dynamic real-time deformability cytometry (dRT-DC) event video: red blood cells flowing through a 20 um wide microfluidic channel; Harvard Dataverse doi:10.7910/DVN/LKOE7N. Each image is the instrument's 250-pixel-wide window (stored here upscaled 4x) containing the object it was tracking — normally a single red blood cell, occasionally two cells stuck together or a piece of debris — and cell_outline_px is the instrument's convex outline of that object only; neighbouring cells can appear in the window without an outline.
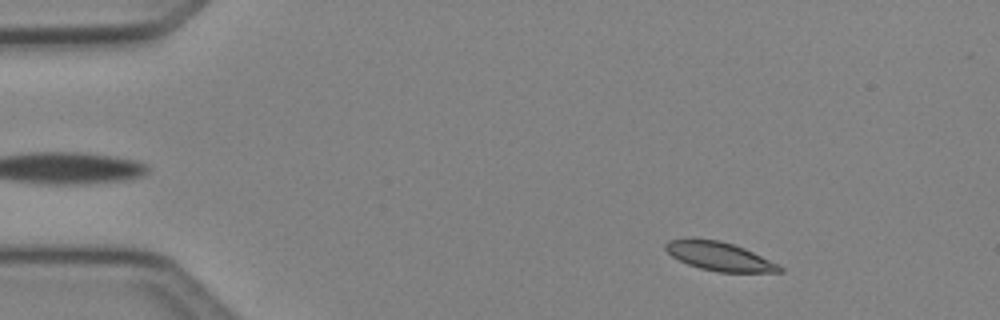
{"species": "Egyptian fruit bat (a non-hibernating species)", "species_latin": "Rousettus aegyptiacus", "temperature_condition": "cold", "stored_images_in_passage": 48, "camera_frame_rate_fps": 3000, "um_per_image_px": 0.085, "animal": {"sex": "female"}, "frame": {"image": 1, "passage_image": 5, "time_ms": 1.333, "image_size_px": [1000, 320], "cell_outline_px": [[784, 272], [716, 272], [700, 268], [688, 264], [672, 256], [664, 248], [664, 244], [668, 240], [720, 240], [744, 248], [784, 268]], "centroid_in_image_um": [61.15, 21.81], "position_along_channel_um": 23.8, "area_um2": 18.5}}
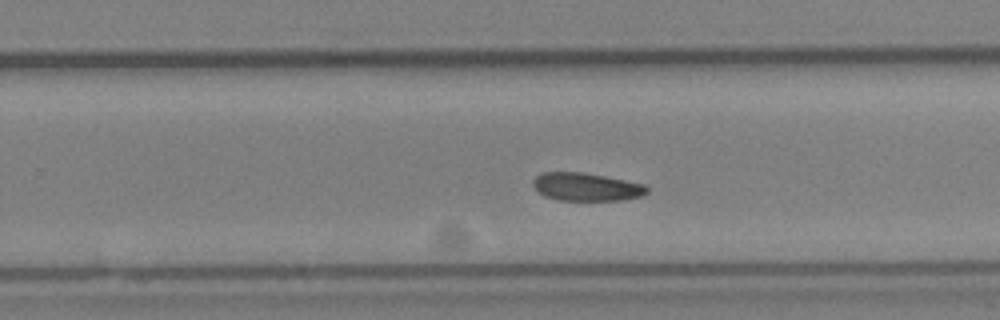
{"frame": {"image": 2, "passage_image": 30, "time_ms": 9.667, "image_size_px": [1000, 320], "cell_outline_px": [[648, 192], [640, 196], [620, 200], [556, 200], [544, 196], [532, 184], [532, 180], [536, 176], [544, 172], [584, 172], [644, 184], [648, 188]], "centroid_in_image_um": [49.81, 15.88], "position_along_channel_um": 280.0, "area_um2": 18.5}}
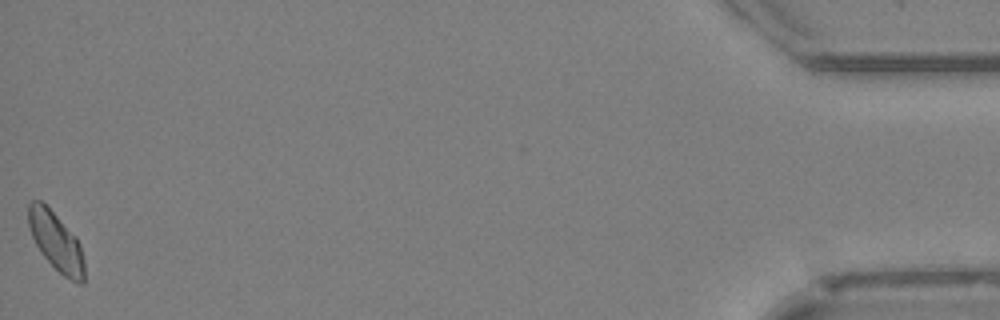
{"frame": {"image": 3, "passage_image": 48, "time_ms": 15.667, "image_size_px": [1000, 320], "cell_outline_px": [[84, 284], [80, 284], [64, 276], [40, 252], [32, 236], [28, 224], [28, 204], [32, 200], [40, 200], [76, 236], [80, 244], [84, 260]], "centroid_in_image_um": [4.77, 20.54], "position_along_channel_um": 430.4, "area_um2": 18.79}, "authors_computed_cell_mechanics": {"area_um2": 19.3052, "velocity_mm_per_s": 4.0654, "shape_relaxation_time_tau1_ms": 5.4652, "shape_relaxation_time_tau2_ms": null, "deformation_change_tau1": 0.1032, "deformation_change_tau2": null}}